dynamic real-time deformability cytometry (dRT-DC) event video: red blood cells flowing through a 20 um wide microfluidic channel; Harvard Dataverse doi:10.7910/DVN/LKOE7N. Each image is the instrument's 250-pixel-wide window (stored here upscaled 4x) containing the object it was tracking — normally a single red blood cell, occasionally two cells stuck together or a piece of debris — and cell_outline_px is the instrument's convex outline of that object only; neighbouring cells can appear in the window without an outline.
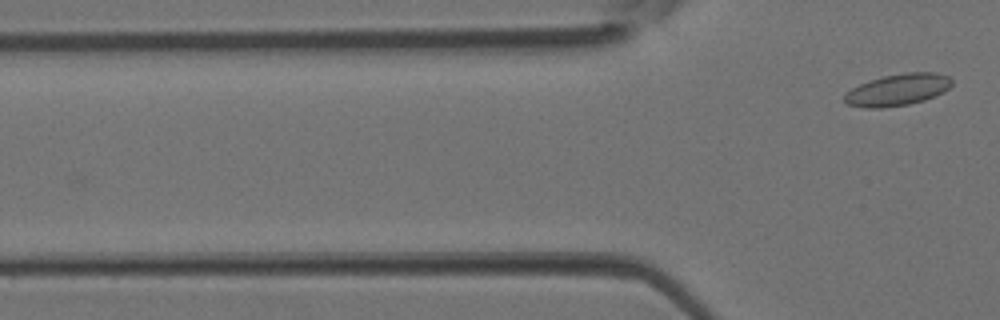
{"species": "Egyptian fruit bat (a non-hibernating species)", "species_latin": "Rousettus aegyptiacus", "temperature_condition": "room temperature", "stored_images_in_passage": 2, "camera_frame_rate_fps": 3000, "um_per_image_px": 0.085, "animal": {"sex": "female"}, "frame": {"image": 1, "passage_image": 2, "time_ms": 0.333, "image_size_px": [1000, 320], "cell_outline_px": [[952, 84], [944, 92], [924, 100], [908, 104], [880, 108], [868, 108], [848, 104], [844, 100], [844, 96], [852, 88], [860, 84], [884, 76], [904, 72], [936, 72], [948, 76], [952, 80]], "centroid_in_image_um": [76.34, 7.62], "position_along_channel_um": 49.5, "area_um2": 19.65}}